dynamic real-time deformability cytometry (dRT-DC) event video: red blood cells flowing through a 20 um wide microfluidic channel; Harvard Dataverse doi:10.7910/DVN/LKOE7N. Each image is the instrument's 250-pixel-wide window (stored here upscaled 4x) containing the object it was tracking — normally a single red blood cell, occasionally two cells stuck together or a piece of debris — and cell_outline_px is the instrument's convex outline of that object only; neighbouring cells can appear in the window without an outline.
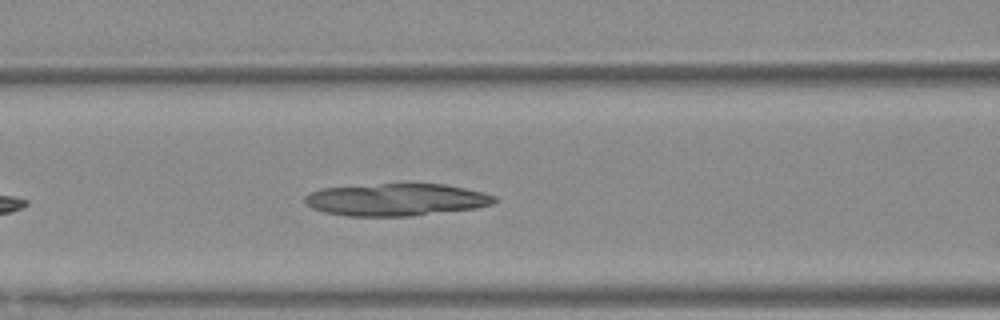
{"species": "Egyptian fruit bat (a non-hibernating species)", "species_latin": "Rousettus aegyptiacus", "temperature_condition": "warm", "stored_images_in_passage": 36, "camera_frame_rate_fps": 3000, "um_per_image_px": 0.085, "animal": {"sex": "female"}, "frame": {"image": 1, "passage_image": 9, "time_ms": 2.667, "image_size_px": [1000, 320], "cell_outline_px": [[496, 200], [492, 204], [476, 208], [408, 216], [348, 216], [324, 212], [312, 208], [304, 200], [304, 196], [312, 192], [324, 188], [380, 184], [444, 184], [484, 192], [496, 196]], "centroid_in_image_um": [33.69, 16.97], "position_along_channel_um": 132.9, "area_um2": 35.37}}
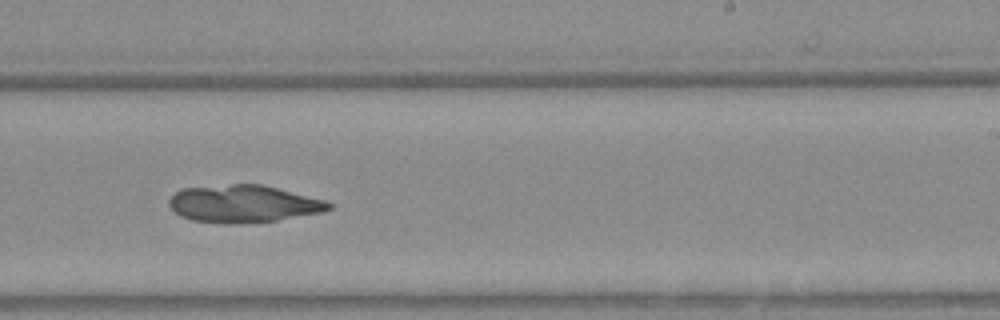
{"frame": {"image": 2, "passage_image": 19, "time_ms": 6.0, "image_size_px": [1000, 320], "cell_outline_px": [[332, 208], [320, 212], [276, 220], [228, 224], [192, 220], [180, 216], [168, 204], [168, 200], [176, 192], [184, 188], [232, 184], [260, 184], [324, 200], [332, 204]], "centroid_in_image_um": [20.65, 17.32], "position_along_channel_um": 268.4, "area_um2": 34.22}}
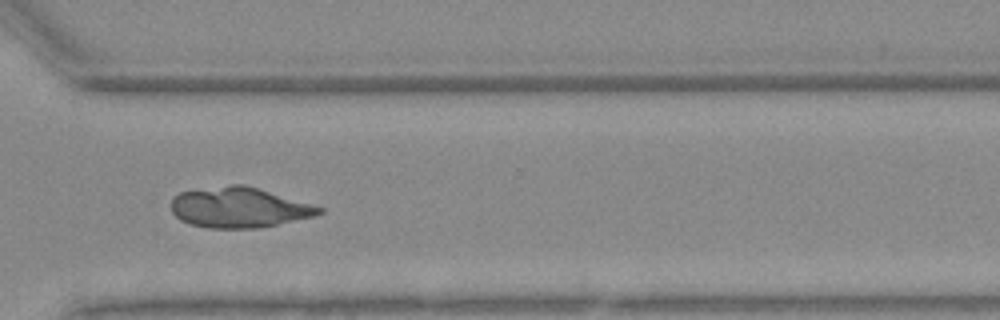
{"frame": {"image": 3, "passage_image": 25, "time_ms": 8.0, "image_size_px": [1000, 320], "cell_outline_px": [[324, 212], [316, 216], [256, 228], [204, 228], [180, 220], [172, 212], [172, 196], [180, 192], [232, 184], [244, 184], [324, 208]], "centroid_in_image_um": [20.3, 17.64], "position_along_channel_um": 350.3, "area_um2": 34.51}}